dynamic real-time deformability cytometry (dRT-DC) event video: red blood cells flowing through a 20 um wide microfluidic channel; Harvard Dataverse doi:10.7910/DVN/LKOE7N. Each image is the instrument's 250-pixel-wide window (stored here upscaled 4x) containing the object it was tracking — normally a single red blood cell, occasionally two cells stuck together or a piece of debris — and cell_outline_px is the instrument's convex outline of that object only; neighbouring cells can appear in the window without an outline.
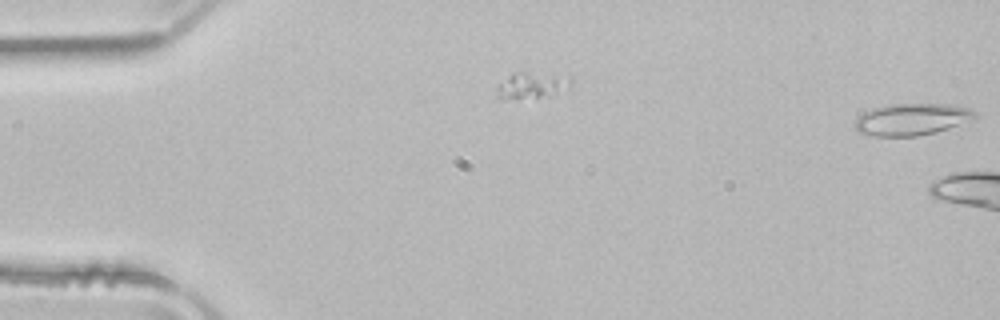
{"species": "common noctule bat (a hibernating species)", "species_latin": "Nyctalus noctula", "temperature_condition": "room temperature", "stored_images_in_passage": 8, "segment_of_instrument_passage": [2, 2], "camera_frame_rate_fps": 3000, "um_per_image_px": 0.085, "animal": {"sex": "male", "body_mass_g": 21.5, "forearm_length_mm": 52.0}, "frame": {"image": 1, "passage_image": 8, "time_ms": 2.333, "image_size_px": [1000, 320], "cell_outline_px": [[976, 116], [936, 132], [916, 136], [872, 136], [856, 132], [856, 120], [864, 112], [872, 108], [888, 104], [948, 104], [968, 108], [976, 112]], "centroid_in_image_um": [77.42, 10.14], "position_along_channel_um": 7.6, "area_um2": 21.85}}